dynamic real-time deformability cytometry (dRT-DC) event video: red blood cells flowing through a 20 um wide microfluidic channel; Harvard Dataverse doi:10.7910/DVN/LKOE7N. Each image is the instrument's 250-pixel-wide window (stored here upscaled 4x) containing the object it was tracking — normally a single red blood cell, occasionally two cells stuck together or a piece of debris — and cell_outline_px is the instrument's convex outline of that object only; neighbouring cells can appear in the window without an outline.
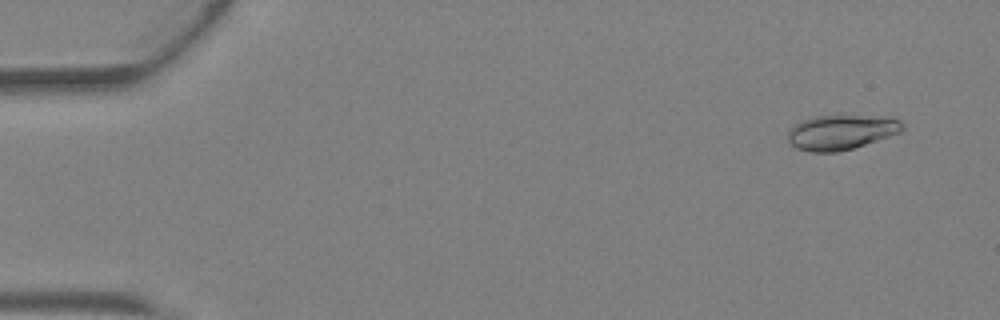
{"species": "Egyptian fruit bat (a non-hibernating species)", "species_latin": "Rousettus aegyptiacus", "temperature_condition": "warm", "stored_images_in_passage": 42, "camera_frame_rate_fps": 3000, "um_per_image_px": 0.085, "animal": {"sex": "female"}, "frame": {"image": 1, "passage_image": 2, "time_ms": 0.333, "image_size_px": [1000, 320], "cell_outline_px": [[904, 128], [900, 132], [852, 148], [836, 152], [808, 152], [796, 148], [788, 140], [788, 132], [800, 120], [812, 116], [840, 112], [892, 116], [900, 120], [904, 124]], "centroid_in_image_um": [71.53, 11.15], "position_along_channel_um": 13.5, "area_um2": 24.33}}
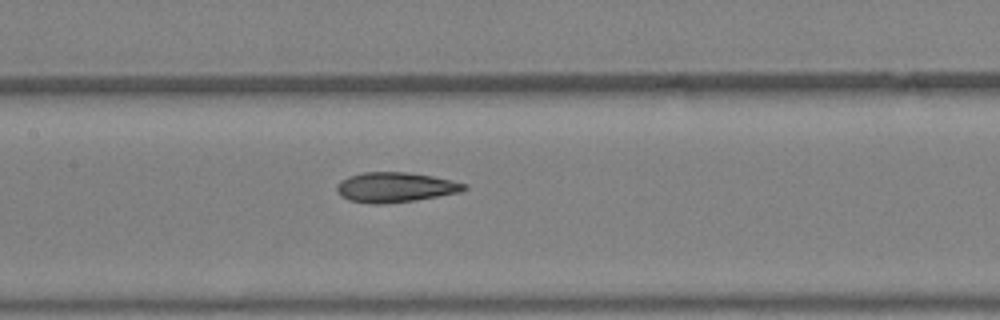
{"frame": {"image": 2, "passage_image": 20, "time_ms": 6.333, "image_size_px": [1000, 320], "cell_outline_px": [[468, 188], [460, 192], [416, 200], [384, 204], [376, 204], [348, 200], [340, 196], [336, 188], [336, 184], [340, 180], [348, 176], [364, 172], [408, 172], [432, 176], [468, 184]], "centroid_in_image_um": [33.58, 15.91], "position_along_channel_um": 173.8, "area_um2": 22.31}}
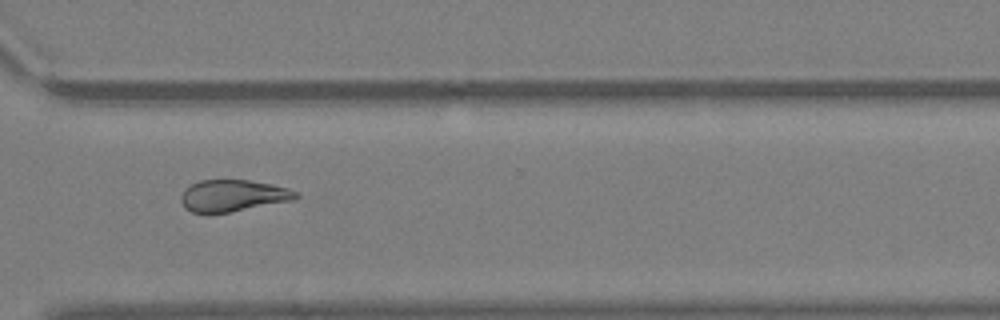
{"frame": {"image": 3, "passage_image": 31, "time_ms": 10.0, "image_size_px": [1000, 320], "cell_outline_px": [[300, 196], [296, 200], [228, 212], [192, 212], [184, 208], [180, 200], [180, 196], [184, 188], [200, 180], [248, 180], [272, 184], [288, 188], [296, 192]], "centroid_in_image_um": [19.8, 16.62], "position_along_channel_um": 350.8, "area_um2": 21.21}}